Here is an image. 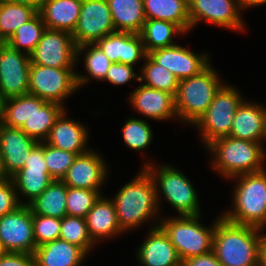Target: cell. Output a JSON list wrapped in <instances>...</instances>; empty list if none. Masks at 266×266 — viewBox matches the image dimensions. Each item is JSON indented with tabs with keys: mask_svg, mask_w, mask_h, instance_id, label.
Listing matches in <instances>:
<instances>
[{
	"mask_svg": "<svg viewBox=\"0 0 266 266\" xmlns=\"http://www.w3.org/2000/svg\"><path fill=\"white\" fill-rule=\"evenodd\" d=\"M262 230L248 225H239L220 216L216 220L213 252L222 266H260Z\"/></svg>",
	"mask_w": 266,
	"mask_h": 266,
	"instance_id": "1",
	"label": "cell"
},
{
	"mask_svg": "<svg viewBox=\"0 0 266 266\" xmlns=\"http://www.w3.org/2000/svg\"><path fill=\"white\" fill-rule=\"evenodd\" d=\"M143 169L113 199L117 220L123 231L138 227L140 223L156 215L159 203L158 185H155L150 173Z\"/></svg>",
	"mask_w": 266,
	"mask_h": 266,
	"instance_id": "2",
	"label": "cell"
},
{
	"mask_svg": "<svg viewBox=\"0 0 266 266\" xmlns=\"http://www.w3.org/2000/svg\"><path fill=\"white\" fill-rule=\"evenodd\" d=\"M261 143L225 136L207 145L217 157L213 167L226 178L263 171L265 150Z\"/></svg>",
	"mask_w": 266,
	"mask_h": 266,
	"instance_id": "3",
	"label": "cell"
},
{
	"mask_svg": "<svg viewBox=\"0 0 266 266\" xmlns=\"http://www.w3.org/2000/svg\"><path fill=\"white\" fill-rule=\"evenodd\" d=\"M234 191L233 212H225L223 217L229 222L257 228L266 224V170L242 174Z\"/></svg>",
	"mask_w": 266,
	"mask_h": 266,
	"instance_id": "4",
	"label": "cell"
},
{
	"mask_svg": "<svg viewBox=\"0 0 266 266\" xmlns=\"http://www.w3.org/2000/svg\"><path fill=\"white\" fill-rule=\"evenodd\" d=\"M222 85L210 65L198 75L180 80L174 96L177 117L195 124Z\"/></svg>",
	"mask_w": 266,
	"mask_h": 266,
	"instance_id": "5",
	"label": "cell"
},
{
	"mask_svg": "<svg viewBox=\"0 0 266 266\" xmlns=\"http://www.w3.org/2000/svg\"><path fill=\"white\" fill-rule=\"evenodd\" d=\"M198 219L199 215L182 216L157 224L176 248L181 261L213 251L216 222L208 229Z\"/></svg>",
	"mask_w": 266,
	"mask_h": 266,
	"instance_id": "6",
	"label": "cell"
},
{
	"mask_svg": "<svg viewBox=\"0 0 266 266\" xmlns=\"http://www.w3.org/2000/svg\"><path fill=\"white\" fill-rule=\"evenodd\" d=\"M88 81L72 68L30 65L28 94L62 106V101ZM62 100V101H61Z\"/></svg>",
	"mask_w": 266,
	"mask_h": 266,
	"instance_id": "7",
	"label": "cell"
},
{
	"mask_svg": "<svg viewBox=\"0 0 266 266\" xmlns=\"http://www.w3.org/2000/svg\"><path fill=\"white\" fill-rule=\"evenodd\" d=\"M242 101L234 87H220L207 111L195 123L203 131L202 137L206 146L217 138L230 135L234 114Z\"/></svg>",
	"mask_w": 266,
	"mask_h": 266,
	"instance_id": "8",
	"label": "cell"
},
{
	"mask_svg": "<svg viewBox=\"0 0 266 266\" xmlns=\"http://www.w3.org/2000/svg\"><path fill=\"white\" fill-rule=\"evenodd\" d=\"M144 167L150 173L156 186L157 182H159V187L162 189L160 192L163 193L168 202L173 208L177 209L181 216L200 214L196 191L184 174L168 165L163 166L159 171L153 168V165H148V162Z\"/></svg>",
	"mask_w": 266,
	"mask_h": 266,
	"instance_id": "9",
	"label": "cell"
},
{
	"mask_svg": "<svg viewBox=\"0 0 266 266\" xmlns=\"http://www.w3.org/2000/svg\"><path fill=\"white\" fill-rule=\"evenodd\" d=\"M77 58V45L72 34L66 31L46 29L34 51L30 62L54 68H73Z\"/></svg>",
	"mask_w": 266,
	"mask_h": 266,
	"instance_id": "10",
	"label": "cell"
},
{
	"mask_svg": "<svg viewBox=\"0 0 266 266\" xmlns=\"http://www.w3.org/2000/svg\"><path fill=\"white\" fill-rule=\"evenodd\" d=\"M115 31L107 0H82L80 16L72 33L77 47L95 44Z\"/></svg>",
	"mask_w": 266,
	"mask_h": 266,
	"instance_id": "11",
	"label": "cell"
},
{
	"mask_svg": "<svg viewBox=\"0 0 266 266\" xmlns=\"http://www.w3.org/2000/svg\"><path fill=\"white\" fill-rule=\"evenodd\" d=\"M30 55L0 42V93L4 99L28 94Z\"/></svg>",
	"mask_w": 266,
	"mask_h": 266,
	"instance_id": "12",
	"label": "cell"
},
{
	"mask_svg": "<svg viewBox=\"0 0 266 266\" xmlns=\"http://www.w3.org/2000/svg\"><path fill=\"white\" fill-rule=\"evenodd\" d=\"M0 241L8 252L34 254L36 244L29 205H21L0 218Z\"/></svg>",
	"mask_w": 266,
	"mask_h": 266,
	"instance_id": "13",
	"label": "cell"
},
{
	"mask_svg": "<svg viewBox=\"0 0 266 266\" xmlns=\"http://www.w3.org/2000/svg\"><path fill=\"white\" fill-rule=\"evenodd\" d=\"M237 3V4H236ZM237 0H188L191 29L203 19L229 29L243 30Z\"/></svg>",
	"mask_w": 266,
	"mask_h": 266,
	"instance_id": "14",
	"label": "cell"
},
{
	"mask_svg": "<svg viewBox=\"0 0 266 266\" xmlns=\"http://www.w3.org/2000/svg\"><path fill=\"white\" fill-rule=\"evenodd\" d=\"M11 179L23 195L29 197V205L54 180L48 173L44 160V143H38L30 152L25 165Z\"/></svg>",
	"mask_w": 266,
	"mask_h": 266,
	"instance_id": "15",
	"label": "cell"
},
{
	"mask_svg": "<svg viewBox=\"0 0 266 266\" xmlns=\"http://www.w3.org/2000/svg\"><path fill=\"white\" fill-rule=\"evenodd\" d=\"M148 55L157 64L169 69L179 81L198 75L210 65L207 54L198 56L176 44L153 50Z\"/></svg>",
	"mask_w": 266,
	"mask_h": 266,
	"instance_id": "16",
	"label": "cell"
},
{
	"mask_svg": "<svg viewBox=\"0 0 266 266\" xmlns=\"http://www.w3.org/2000/svg\"><path fill=\"white\" fill-rule=\"evenodd\" d=\"M38 143L20 128L0 124V152L10 178L24 167L31 150Z\"/></svg>",
	"mask_w": 266,
	"mask_h": 266,
	"instance_id": "17",
	"label": "cell"
},
{
	"mask_svg": "<svg viewBox=\"0 0 266 266\" xmlns=\"http://www.w3.org/2000/svg\"><path fill=\"white\" fill-rule=\"evenodd\" d=\"M106 175L105 163L101 157L93 151H87L77 155L61 181L67 187L99 190Z\"/></svg>",
	"mask_w": 266,
	"mask_h": 266,
	"instance_id": "18",
	"label": "cell"
},
{
	"mask_svg": "<svg viewBox=\"0 0 266 266\" xmlns=\"http://www.w3.org/2000/svg\"><path fill=\"white\" fill-rule=\"evenodd\" d=\"M112 63L132 65L147 53L140 34L116 31L95 43Z\"/></svg>",
	"mask_w": 266,
	"mask_h": 266,
	"instance_id": "19",
	"label": "cell"
},
{
	"mask_svg": "<svg viewBox=\"0 0 266 266\" xmlns=\"http://www.w3.org/2000/svg\"><path fill=\"white\" fill-rule=\"evenodd\" d=\"M130 102L139 112L156 120L176 117L174 95L146 85L131 93Z\"/></svg>",
	"mask_w": 266,
	"mask_h": 266,
	"instance_id": "20",
	"label": "cell"
},
{
	"mask_svg": "<svg viewBox=\"0 0 266 266\" xmlns=\"http://www.w3.org/2000/svg\"><path fill=\"white\" fill-rule=\"evenodd\" d=\"M229 136L261 143L263 138L266 139V109L242 101L234 114Z\"/></svg>",
	"mask_w": 266,
	"mask_h": 266,
	"instance_id": "21",
	"label": "cell"
},
{
	"mask_svg": "<svg viewBox=\"0 0 266 266\" xmlns=\"http://www.w3.org/2000/svg\"><path fill=\"white\" fill-rule=\"evenodd\" d=\"M139 247L138 259L143 266H181L176 248L159 226L151 229Z\"/></svg>",
	"mask_w": 266,
	"mask_h": 266,
	"instance_id": "22",
	"label": "cell"
},
{
	"mask_svg": "<svg viewBox=\"0 0 266 266\" xmlns=\"http://www.w3.org/2000/svg\"><path fill=\"white\" fill-rule=\"evenodd\" d=\"M81 5L82 0H44L38 12L46 29L72 34L80 16Z\"/></svg>",
	"mask_w": 266,
	"mask_h": 266,
	"instance_id": "23",
	"label": "cell"
},
{
	"mask_svg": "<svg viewBox=\"0 0 266 266\" xmlns=\"http://www.w3.org/2000/svg\"><path fill=\"white\" fill-rule=\"evenodd\" d=\"M87 133L88 131L83 125L73 120H67L64 111L54 123L44 142L54 148L81 155L88 151L85 150Z\"/></svg>",
	"mask_w": 266,
	"mask_h": 266,
	"instance_id": "24",
	"label": "cell"
},
{
	"mask_svg": "<svg viewBox=\"0 0 266 266\" xmlns=\"http://www.w3.org/2000/svg\"><path fill=\"white\" fill-rule=\"evenodd\" d=\"M85 220L89 236L94 243L100 238L111 237L123 232L117 220L113 200H107L102 196L95 202Z\"/></svg>",
	"mask_w": 266,
	"mask_h": 266,
	"instance_id": "25",
	"label": "cell"
},
{
	"mask_svg": "<svg viewBox=\"0 0 266 266\" xmlns=\"http://www.w3.org/2000/svg\"><path fill=\"white\" fill-rule=\"evenodd\" d=\"M87 253L79 246L57 239L36 247V266H80Z\"/></svg>",
	"mask_w": 266,
	"mask_h": 266,
	"instance_id": "26",
	"label": "cell"
},
{
	"mask_svg": "<svg viewBox=\"0 0 266 266\" xmlns=\"http://www.w3.org/2000/svg\"><path fill=\"white\" fill-rule=\"evenodd\" d=\"M63 112V106L46 102L34 96V113L20 129L36 142H44L47 140L54 123Z\"/></svg>",
	"mask_w": 266,
	"mask_h": 266,
	"instance_id": "27",
	"label": "cell"
},
{
	"mask_svg": "<svg viewBox=\"0 0 266 266\" xmlns=\"http://www.w3.org/2000/svg\"><path fill=\"white\" fill-rule=\"evenodd\" d=\"M145 19L164 20L190 30L188 0H143Z\"/></svg>",
	"mask_w": 266,
	"mask_h": 266,
	"instance_id": "28",
	"label": "cell"
},
{
	"mask_svg": "<svg viewBox=\"0 0 266 266\" xmlns=\"http://www.w3.org/2000/svg\"><path fill=\"white\" fill-rule=\"evenodd\" d=\"M115 31L140 33L145 22L143 0H107Z\"/></svg>",
	"mask_w": 266,
	"mask_h": 266,
	"instance_id": "29",
	"label": "cell"
},
{
	"mask_svg": "<svg viewBox=\"0 0 266 266\" xmlns=\"http://www.w3.org/2000/svg\"><path fill=\"white\" fill-rule=\"evenodd\" d=\"M67 186L61 180L51 184L29 204L32 214L62 219L67 215Z\"/></svg>",
	"mask_w": 266,
	"mask_h": 266,
	"instance_id": "30",
	"label": "cell"
},
{
	"mask_svg": "<svg viewBox=\"0 0 266 266\" xmlns=\"http://www.w3.org/2000/svg\"><path fill=\"white\" fill-rule=\"evenodd\" d=\"M38 9L29 3L0 0V42H6Z\"/></svg>",
	"mask_w": 266,
	"mask_h": 266,
	"instance_id": "31",
	"label": "cell"
},
{
	"mask_svg": "<svg viewBox=\"0 0 266 266\" xmlns=\"http://www.w3.org/2000/svg\"><path fill=\"white\" fill-rule=\"evenodd\" d=\"M184 31L176 24L155 19H146L140 36L144 44L146 53L175 45L172 42V36L175 33H183Z\"/></svg>",
	"mask_w": 266,
	"mask_h": 266,
	"instance_id": "32",
	"label": "cell"
},
{
	"mask_svg": "<svg viewBox=\"0 0 266 266\" xmlns=\"http://www.w3.org/2000/svg\"><path fill=\"white\" fill-rule=\"evenodd\" d=\"M46 26L39 12H37L30 20L20 25L12 36L6 41L12 48L30 55L41 39Z\"/></svg>",
	"mask_w": 266,
	"mask_h": 266,
	"instance_id": "33",
	"label": "cell"
},
{
	"mask_svg": "<svg viewBox=\"0 0 266 266\" xmlns=\"http://www.w3.org/2000/svg\"><path fill=\"white\" fill-rule=\"evenodd\" d=\"M145 59V65L141 70L143 77L140 76L139 81L145 79L147 83L144 85L167 91L175 96L179 84L178 78L169 69L157 64L148 54Z\"/></svg>",
	"mask_w": 266,
	"mask_h": 266,
	"instance_id": "34",
	"label": "cell"
},
{
	"mask_svg": "<svg viewBox=\"0 0 266 266\" xmlns=\"http://www.w3.org/2000/svg\"><path fill=\"white\" fill-rule=\"evenodd\" d=\"M34 113V96L30 94L4 100L1 124L21 128Z\"/></svg>",
	"mask_w": 266,
	"mask_h": 266,
	"instance_id": "35",
	"label": "cell"
},
{
	"mask_svg": "<svg viewBox=\"0 0 266 266\" xmlns=\"http://www.w3.org/2000/svg\"><path fill=\"white\" fill-rule=\"evenodd\" d=\"M59 239L81 247L86 253L95 244L89 236L83 217L66 215L61 219Z\"/></svg>",
	"mask_w": 266,
	"mask_h": 266,
	"instance_id": "36",
	"label": "cell"
},
{
	"mask_svg": "<svg viewBox=\"0 0 266 266\" xmlns=\"http://www.w3.org/2000/svg\"><path fill=\"white\" fill-rule=\"evenodd\" d=\"M100 196L99 190L67 187V215L85 218Z\"/></svg>",
	"mask_w": 266,
	"mask_h": 266,
	"instance_id": "37",
	"label": "cell"
},
{
	"mask_svg": "<svg viewBox=\"0 0 266 266\" xmlns=\"http://www.w3.org/2000/svg\"><path fill=\"white\" fill-rule=\"evenodd\" d=\"M76 157L77 154L75 153L60 150L44 143V160L48 173L54 180H62Z\"/></svg>",
	"mask_w": 266,
	"mask_h": 266,
	"instance_id": "38",
	"label": "cell"
},
{
	"mask_svg": "<svg viewBox=\"0 0 266 266\" xmlns=\"http://www.w3.org/2000/svg\"><path fill=\"white\" fill-rule=\"evenodd\" d=\"M123 139L131 149L143 150L152 141V130L148 122L139 119H128L123 127Z\"/></svg>",
	"mask_w": 266,
	"mask_h": 266,
	"instance_id": "39",
	"label": "cell"
},
{
	"mask_svg": "<svg viewBox=\"0 0 266 266\" xmlns=\"http://www.w3.org/2000/svg\"><path fill=\"white\" fill-rule=\"evenodd\" d=\"M93 46V47H91ZM91 47L85 57L86 71L94 79L104 80L112 62L96 44H84L77 47L78 55Z\"/></svg>",
	"mask_w": 266,
	"mask_h": 266,
	"instance_id": "40",
	"label": "cell"
},
{
	"mask_svg": "<svg viewBox=\"0 0 266 266\" xmlns=\"http://www.w3.org/2000/svg\"><path fill=\"white\" fill-rule=\"evenodd\" d=\"M36 247L59 239L61 219L32 214Z\"/></svg>",
	"mask_w": 266,
	"mask_h": 266,
	"instance_id": "41",
	"label": "cell"
},
{
	"mask_svg": "<svg viewBox=\"0 0 266 266\" xmlns=\"http://www.w3.org/2000/svg\"><path fill=\"white\" fill-rule=\"evenodd\" d=\"M16 189V190H15ZM17 188L11 178L0 181V218L10 212H13L24 203H19Z\"/></svg>",
	"mask_w": 266,
	"mask_h": 266,
	"instance_id": "42",
	"label": "cell"
},
{
	"mask_svg": "<svg viewBox=\"0 0 266 266\" xmlns=\"http://www.w3.org/2000/svg\"><path fill=\"white\" fill-rule=\"evenodd\" d=\"M133 70L132 65L119 62L112 63L104 80H107L114 85L125 84L135 77L139 81V77L136 76Z\"/></svg>",
	"mask_w": 266,
	"mask_h": 266,
	"instance_id": "43",
	"label": "cell"
},
{
	"mask_svg": "<svg viewBox=\"0 0 266 266\" xmlns=\"http://www.w3.org/2000/svg\"><path fill=\"white\" fill-rule=\"evenodd\" d=\"M0 266H36L34 254L7 252L0 258Z\"/></svg>",
	"mask_w": 266,
	"mask_h": 266,
	"instance_id": "44",
	"label": "cell"
},
{
	"mask_svg": "<svg viewBox=\"0 0 266 266\" xmlns=\"http://www.w3.org/2000/svg\"><path fill=\"white\" fill-rule=\"evenodd\" d=\"M181 266H222L213 251L210 253L185 259Z\"/></svg>",
	"mask_w": 266,
	"mask_h": 266,
	"instance_id": "45",
	"label": "cell"
},
{
	"mask_svg": "<svg viewBox=\"0 0 266 266\" xmlns=\"http://www.w3.org/2000/svg\"><path fill=\"white\" fill-rule=\"evenodd\" d=\"M237 1H238L240 9L266 3V0H237Z\"/></svg>",
	"mask_w": 266,
	"mask_h": 266,
	"instance_id": "46",
	"label": "cell"
},
{
	"mask_svg": "<svg viewBox=\"0 0 266 266\" xmlns=\"http://www.w3.org/2000/svg\"><path fill=\"white\" fill-rule=\"evenodd\" d=\"M260 265L266 266V234L262 240L260 247Z\"/></svg>",
	"mask_w": 266,
	"mask_h": 266,
	"instance_id": "47",
	"label": "cell"
},
{
	"mask_svg": "<svg viewBox=\"0 0 266 266\" xmlns=\"http://www.w3.org/2000/svg\"><path fill=\"white\" fill-rule=\"evenodd\" d=\"M10 177L6 173V169L4 166V160L0 152V181L9 179Z\"/></svg>",
	"mask_w": 266,
	"mask_h": 266,
	"instance_id": "48",
	"label": "cell"
},
{
	"mask_svg": "<svg viewBox=\"0 0 266 266\" xmlns=\"http://www.w3.org/2000/svg\"><path fill=\"white\" fill-rule=\"evenodd\" d=\"M3 1H14V2L29 3V4L34 5L38 9L42 5L44 0H3Z\"/></svg>",
	"mask_w": 266,
	"mask_h": 266,
	"instance_id": "49",
	"label": "cell"
},
{
	"mask_svg": "<svg viewBox=\"0 0 266 266\" xmlns=\"http://www.w3.org/2000/svg\"><path fill=\"white\" fill-rule=\"evenodd\" d=\"M4 98L2 97V94L0 93V124L3 117V105H4Z\"/></svg>",
	"mask_w": 266,
	"mask_h": 266,
	"instance_id": "50",
	"label": "cell"
},
{
	"mask_svg": "<svg viewBox=\"0 0 266 266\" xmlns=\"http://www.w3.org/2000/svg\"><path fill=\"white\" fill-rule=\"evenodd\" d=\"M8 251L5 249L3 243L0 241V258L4 256Z\"/></svg>",
	"mask_w": 266,
	"mask_h": 266,
	"instance_id": "51",
	"label": "cell"
}]
</instances>
